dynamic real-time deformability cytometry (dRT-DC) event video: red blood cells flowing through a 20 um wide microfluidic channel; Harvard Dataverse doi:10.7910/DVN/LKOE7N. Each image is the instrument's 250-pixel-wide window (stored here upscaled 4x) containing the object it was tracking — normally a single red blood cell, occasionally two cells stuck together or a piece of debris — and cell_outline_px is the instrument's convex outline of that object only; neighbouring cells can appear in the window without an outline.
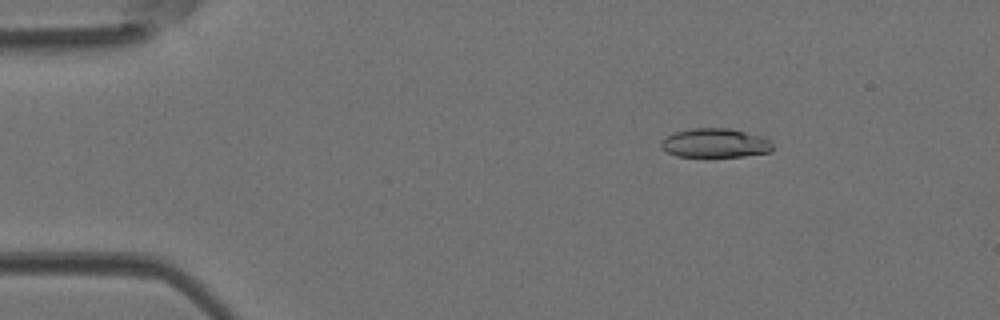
{"species": "Egyptian fruit bat (a non-hibernating species)", "species_latin": "Rousettus aegyptiacus", "temperature_condition": "room temperature", "stored_images_in_passage": 44, "camera_frame_rate_fps": 3000, "um_per_image_px": 0.085, "animal": {"sex": "female"}, "frame": {"image": 1, "passage_image": 2, "time_ms": 0.333, "image_size_px": [1000, 320], "cell_outline_px": [[772, 152], [744, 156], [676, 156], [660, 148], [660, 144], [668, 136], [676, 132], [692, 128], [728, 128], [768, 136], [772, 144]], "centroid_in_image_um": [60.86, 12.15], "position_along_channel_um": 24.1, "area_um2": 19.02}}
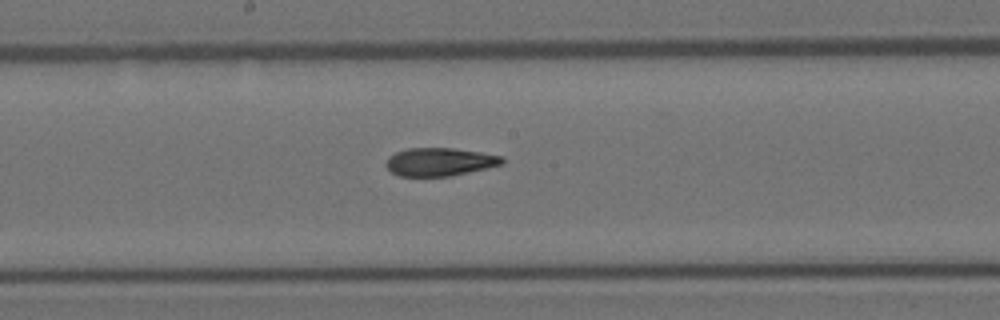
{"frame": {"image": 2, "passage_image": 21, "time_ms": 6.667, "image_size_px": [1000, 320], "cell_outline_px": [[504, 164], [468, 172], [448, 176], [400, 176], [392, 172], [384, 164], [388, 156], [396, 152], [408, 148], [452, 148], [480, 152], [504, 156]], "centroid_in_image_um": [37.37, 13.75], "position_along_channel_um": 210.8, "area_um2": 19.02}}
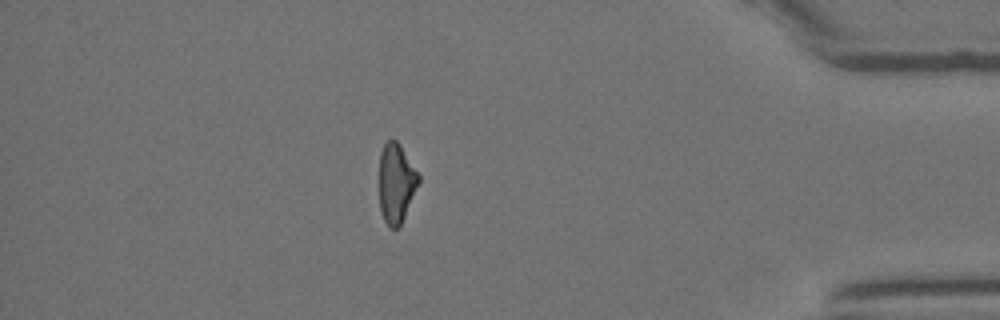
{"frame": {"image": 3, "passage_image": 38, "time_ms": 12.333, "image_size_px": [1000, 320], "cell_outline_px": [[420, 180], [404, 216], [400, 224], [396, 228], [388, 228], [380, 212], [380, 152], [384, 144], [388, 140], [396, 140], [400, 144], [420, 176]], "centroid_in_image_um": [33.66, 15.56], "position_along_channel_um": 401.5, "area_um2": 17.98}, "authors_computed_cell_mechanics": {"area_um2": 19.4497, "velocity_mm_per_s": 4.091, "shape_relaxation_time_tau1_ms": 9.9989, "shape_relaxation_time_tau2_ms": 4.0489, "deformation_change_tau1": 0.2467, "deformation_change_tau2": 0.1393}}